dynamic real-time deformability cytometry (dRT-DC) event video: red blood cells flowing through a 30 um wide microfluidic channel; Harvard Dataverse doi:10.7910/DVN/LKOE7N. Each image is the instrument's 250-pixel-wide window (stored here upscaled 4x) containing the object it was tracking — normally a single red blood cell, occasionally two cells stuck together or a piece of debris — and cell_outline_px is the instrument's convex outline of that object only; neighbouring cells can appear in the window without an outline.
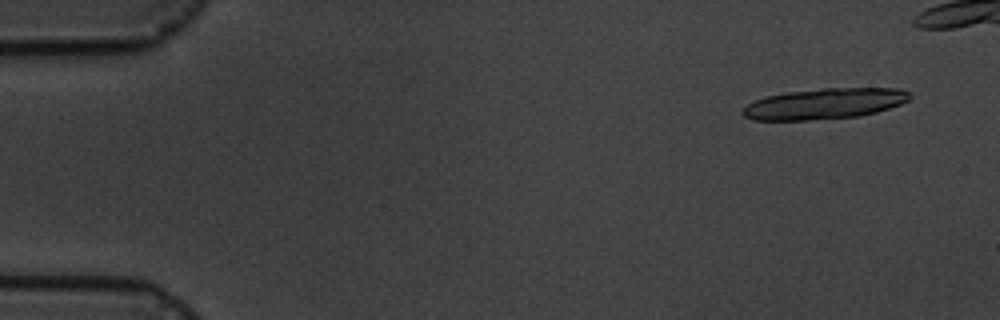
{"species": "common noctule bat (a hibernating species)", "species_latin": "Nyctalus noctula", "temperature_condition": "cold", "stored_images_in_passage": 9, "camera_frame_rate_fps": 3000, "um_per_image_px": 0.085, "animal": {"sex": "male", "body_mass_g": 19.5, "forearm_length_mm": 54.6}, "frame": {"image": 1, "passage_image": 2, "time_ms": 1.0, "image_size_px": [1000, 320], "cell_outline_px": [[912, 96], [908, 100], [900, 104], [876, 112], [860, 116], [808, 120], [752, 120], [744, 116], [740, 112], [752, 100], [764, 96], [784, 92], [824, 88], [900, 88], [908, 92]], "centroid_in_image_um": [70.04, 8.81], "position_along_channel_um": 15.0, "area_um2": 30.11}}
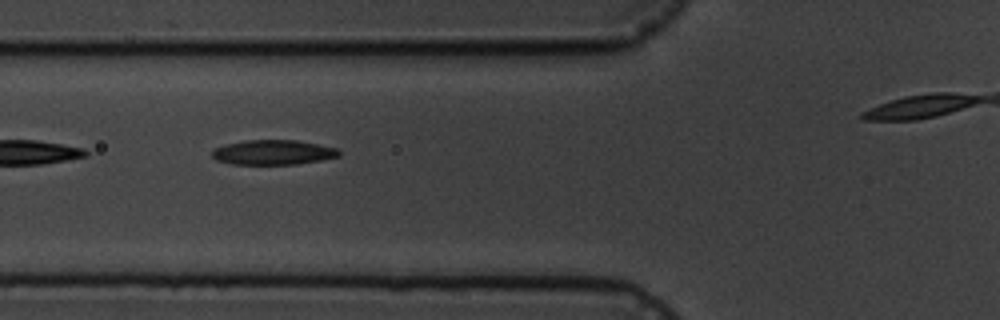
{"frame": {"image": 2, "passage_image": 7, "time_ms": 7.0, "image_size_px": [1000, 320], "cell_outline_px": [[340, 156], [320, 160], [296, 164], [232, 164], [216, 160], [212, 156], [212, 148], [224, 144], [244, 140], [296, 140], [336, 148], [340, 152]], "centroid_in_image_um": [23.16, 12.94], "position_along_channel_um": 102.6, "area_um2": 18.32}}